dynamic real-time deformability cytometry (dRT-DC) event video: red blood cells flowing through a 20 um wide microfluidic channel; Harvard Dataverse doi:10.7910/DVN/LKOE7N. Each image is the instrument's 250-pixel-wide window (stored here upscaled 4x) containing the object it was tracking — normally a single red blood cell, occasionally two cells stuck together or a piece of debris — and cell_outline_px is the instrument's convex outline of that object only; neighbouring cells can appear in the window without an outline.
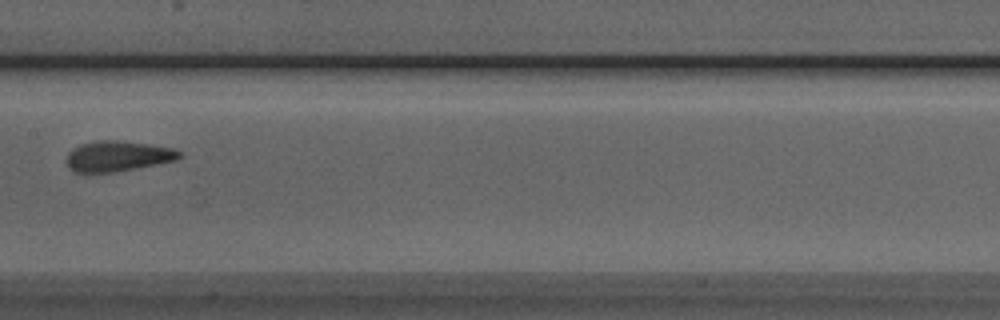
{"species": "Egyptian fruit bat (a non-hibernating species)", "species_latin": "Rousettus aegyptiacus", "temperature_condition": "room temperature", "stored_images_in_passage": 6, "camera_frame_rate_fps": 3000, "um_per_image_px": 0.085, "animal": {"sex": "male"}, "frame": {"image": 1, "passage_image": 5, "time_ms": 1.333, "image_size_px": [1000, 320], "cell_outline_px": [[184, 156], [176, 160], [136, 168], [112, 172], [76, 172], [68, 168], [68, 152], [72, 148], [80, 144], [100, 140], [116, 140], [148, 144], [172, 148], [180, 152]], "centroid_in_image_um": [10.01, 13.26], "position_along_channel_um": 197.4, "area_um2": 19.83}}
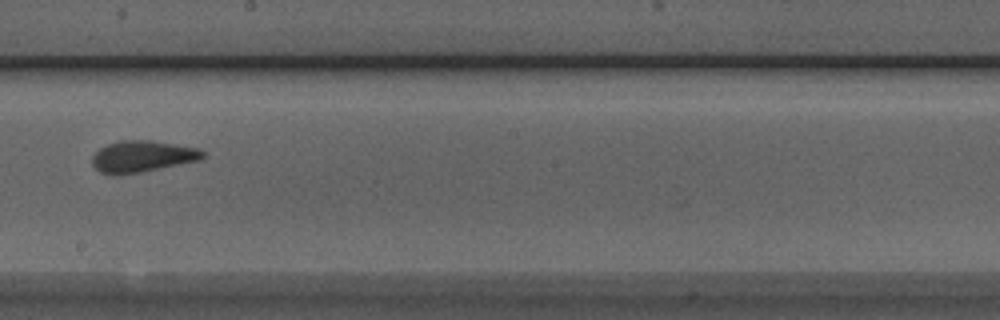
{"frame": {"image": 2, "passage_image": 6, "time_ms": 1.667, "image_size_px": [1000, 320], "cell_outline_px": [[208, 156], [200, 160], [120, 176], [116, 176], [100, 172], [92, 164], [92, 156], [100, 148], [108, 144], [120, 140], [152, 140], [200, 148]], "centroid_in_image_um": [12.12, 13.3], "position_along_channel_um": 236.1, "area_um2": 20.52}}